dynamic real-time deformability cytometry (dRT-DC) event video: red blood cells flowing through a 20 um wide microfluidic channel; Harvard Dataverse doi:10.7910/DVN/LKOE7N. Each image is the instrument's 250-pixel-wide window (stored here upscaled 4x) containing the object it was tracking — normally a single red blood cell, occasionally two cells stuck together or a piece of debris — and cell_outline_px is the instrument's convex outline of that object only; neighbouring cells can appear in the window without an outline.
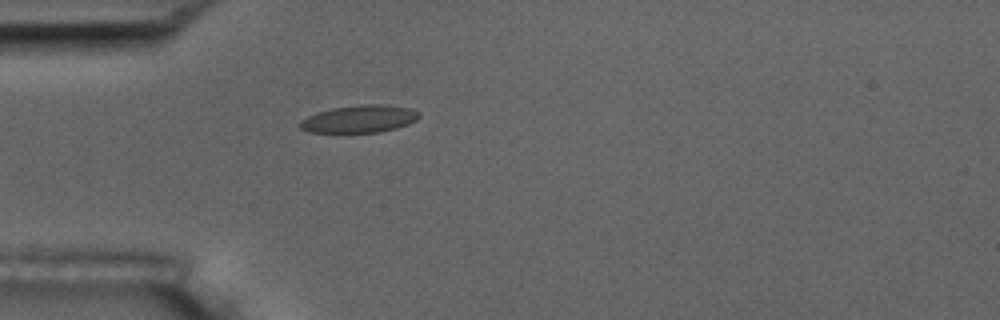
{"species": "common noctule bat (a hibernating species)", "species_latin": "Nyctalus noctula", "temperature_condition": "room temperature", "stored_images_in_passage": 1, "camera_frame_rate_fps": 3000, "um_per_image_px": 0.085, "animal": {"sex": "male", "body_mass_g": 17.5, "forearm_length_mm": 52.3}, "frame": {"image": 1, "passage_image": 1, "time_ms": 0.0, "image_size_px": [1000, 320], "cell_outline_px": [[420, 116], [416, 120], [408, 124], [396, 128], [380, 132], [308, 132], [300, 128], [296, 124], [300, 120], [316, 112], [332, 108], [364, 104], [380, 104], [412, 108], [420, 112]], "centroid_in_image_um": [30.53, 10.1], "position_along_channel_um": 54.5, "area_um2": 19.19}}